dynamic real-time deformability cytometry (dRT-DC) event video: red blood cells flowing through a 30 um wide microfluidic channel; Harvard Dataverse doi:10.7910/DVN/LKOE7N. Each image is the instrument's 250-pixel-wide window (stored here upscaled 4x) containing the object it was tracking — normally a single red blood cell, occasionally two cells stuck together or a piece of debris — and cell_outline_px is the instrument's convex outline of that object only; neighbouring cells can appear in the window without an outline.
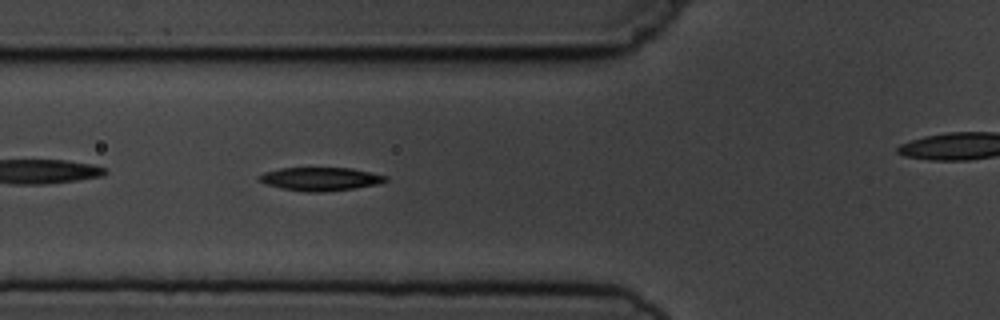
{"species": "common noctule bat (a hibernating species)", "species_latin": "Nyctalus noctula", "temperature_condition": "cold", "stored_images_in_passage": 6, "segment_of_instrument_passage": [1, 2], "camera_frame_rate_fps": 3000, "um_per_image_px": 0.085, "animal": {"sex": "male", "body_mass_g": 19.5, "forearm_length_mm": 54.6}, "frame": {"image": 1, "passage_image": 5, "time_ms": 5.333, "image_size_px": [1000, 320], "cell_outline_px": [[388, 180], [376, 184], [356, 188], [324, 192], [308, 192], [280, 188], [268, 184], [260, 180], [260, 176], [264, 172], [280, 168], [352, 168], [388, 176]], "centroid_in_image_um": [27.27, 15.21], "position_along_channel_um": 98.5, "area_um2": 17.05}}